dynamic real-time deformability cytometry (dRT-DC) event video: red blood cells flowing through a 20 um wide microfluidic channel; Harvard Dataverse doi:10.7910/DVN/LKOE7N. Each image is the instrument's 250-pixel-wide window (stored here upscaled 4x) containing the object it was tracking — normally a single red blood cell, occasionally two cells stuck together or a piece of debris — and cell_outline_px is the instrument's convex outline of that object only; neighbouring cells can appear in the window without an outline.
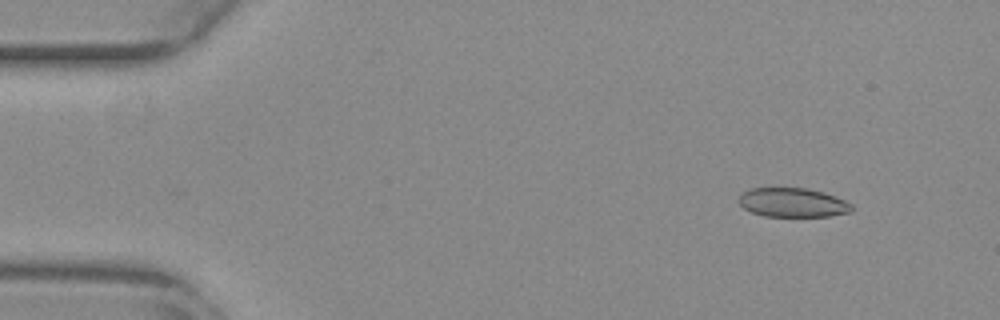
{"species": "common noctule bat (a hibernating species)", "species_latin": "Nyctalus noctula", "temperature_condition": "warm", "stored_images_in_passage": 51, "camera_frame_rate_fps": 3000, "um_per_image_px": 0.085, "animal": {"sex": "female", "body_mass_g": 29.2, "forearm_length_mm": 56.3}, "frame": {"image": 1, "passage_image": 3, "time_ms": 0.667, "image_size_px": [1000, 320], "cell_outline_px": [[852, 212], [828, 216], [764, 216], [752, 212], [744, 208], [736, 200], [740, 192], [748, 188], [808, 188], [824, 192], [844, 200], [852, 204]], "centroid_in_image_um": [67.33, 17.2], "position_along_channel_um": 17.7, "area_um2": 19.36}}
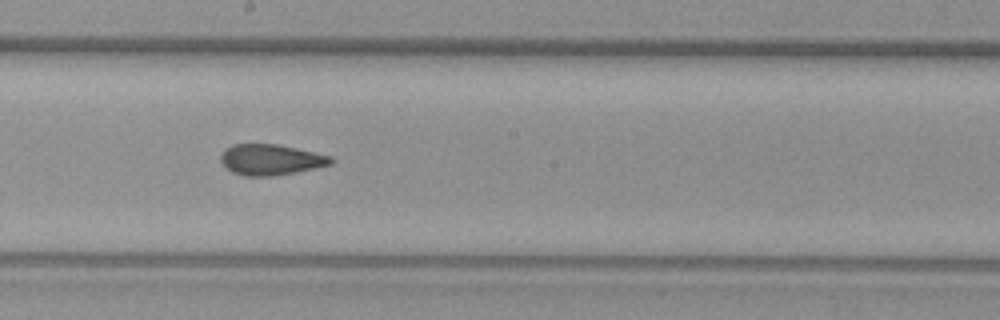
{"frame": {"image": 2, "passage_image": 27, "time_ms": 8.667, "image_size_px": [1000, 320], "cell_outline_px": [[336, 160], [332, 164], [296, 172], [272, 176], [244, 176], [232, 172], [220, 160], [220, 156], [224, 148], [232, 144], [276, 144], [296, 148], [332, 156]], "centroid_in_image_um": [23.02, 13.57], "position_along_channel_um": 225.2, "area_um2": 19.83}}
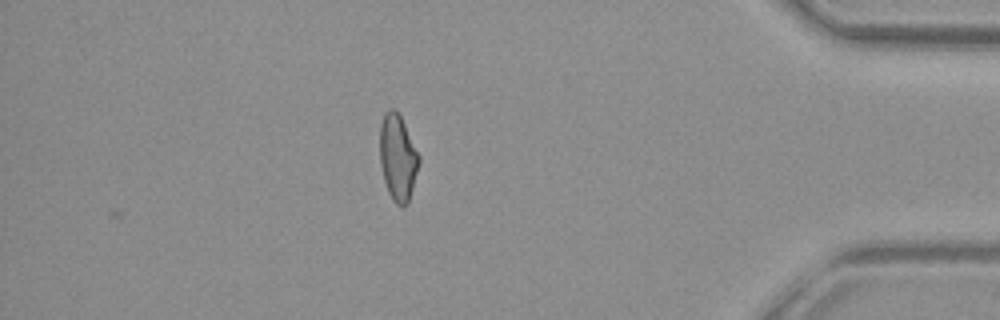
{"frame": {"image": 3, "passage_image": 44, "time_ms": 14.333, "image_size_px": [1000, 320], "cell_outline_px": [[420, 160], [408, 204], [404, 208], [400, 208], [392, 200], [388, 192], [384, 180], [380, 164], [380, 124], [384, 112], [388, 108], [392, 108], [400, 116], [420, 156]], "centroid_in_image_um": [33.8, 13.43], "position_along_channel_um": 401.4, "area_um2": 19.71}, "authors_computed_cell_mechanics": {"area_um2": 20.0566, "velocity_mm_per_s": 3.8685, "shape_relaxation_time_tau1_ms": null, "shape_relaxation_time_tau2_ms": 1.5758, "deformation_change_tau1": null, "deformation_change_tau2": 0.0705}}